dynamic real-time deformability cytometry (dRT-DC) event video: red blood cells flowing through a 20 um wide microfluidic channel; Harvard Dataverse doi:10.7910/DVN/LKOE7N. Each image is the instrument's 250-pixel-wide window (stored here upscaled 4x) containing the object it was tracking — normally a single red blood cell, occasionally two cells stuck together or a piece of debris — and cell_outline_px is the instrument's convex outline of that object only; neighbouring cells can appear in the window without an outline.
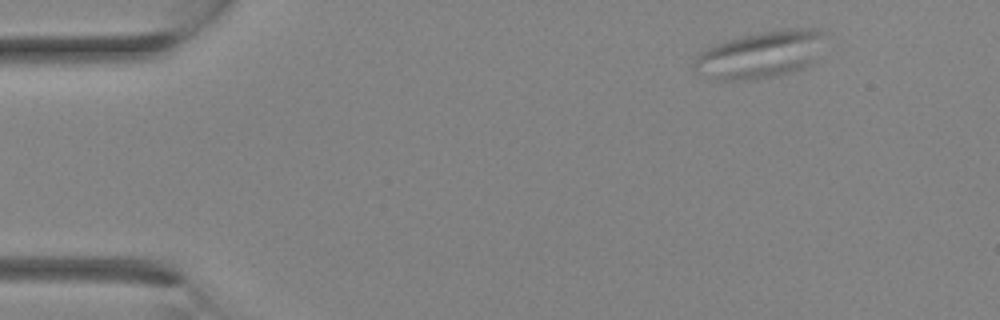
{"species": "Egyptian fruit bat (a non-hibernating species)", "species_latin": "Rousettus aegyptiacus", "temperature_condition": "room temperature", "stored_images_in_passage": 3, "camera_frame_rate_fps": 3000, "um_per_image_px": 0.085, "animal": {"sex": "female"}, "frame": {"image": 1, "passage_image": 1, "time_ms": 0.0, "image_size_px": [1000, 320], "cell_outline_px": [[824, 32], [812, 64], [804, 68], [776, 76], [756, 80], [716, 80], [696, 72], [692, 68], [692, 60], [700, 52], [716, 44], [740, 36], [788, 28], [820, 28]], "centroid_in_image_um": [64.58, 4.66], "position_along_channel_um": 20.4, "area_um2": 35.78}}
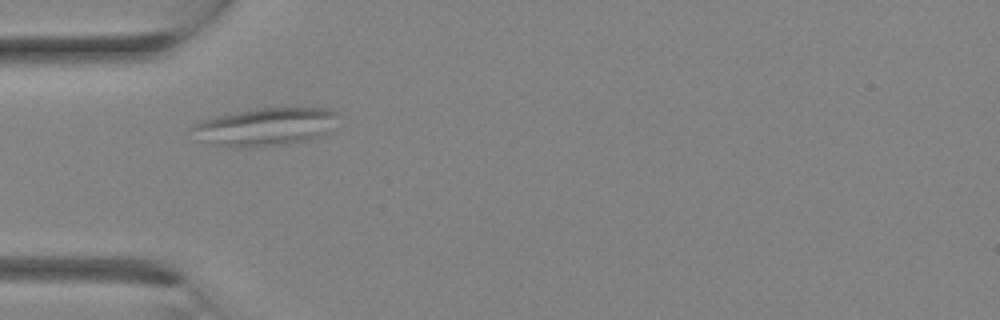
{"frame": {"image": 2, "passage_image": 3, "time_ms": 2.0, "image_size_px": [1000, 320], "cell_outline_px": [[336, 116], [332, 132], [324, 136], [308, 140], [288, 144], [240, 148], [236, 148], [208, 144], [192, 128], [192, 124], [216, 116], [260, 108], [332, 108], [336, 112]], "centroid_in_image_um": [22.65, 10.79], "position_along_channel_um": 62.4, "area_um2": 32.19}}